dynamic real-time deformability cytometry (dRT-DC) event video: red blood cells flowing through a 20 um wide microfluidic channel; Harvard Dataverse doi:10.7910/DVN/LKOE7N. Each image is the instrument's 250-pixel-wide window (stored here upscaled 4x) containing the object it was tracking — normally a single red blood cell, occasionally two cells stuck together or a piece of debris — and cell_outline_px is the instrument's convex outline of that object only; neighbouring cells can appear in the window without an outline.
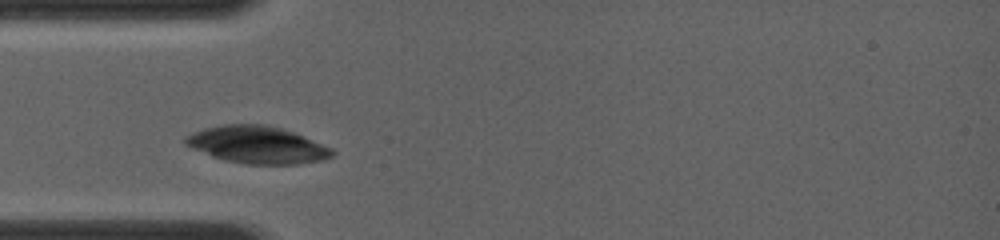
{"species": "common noctule bat (a hibernating species)", "species_latin": "Nyctalus noctula", "temperature_condition": "room temperature", "stored_images_in_passage": 7, "camera_frame_rate_fps": 4000, "um_per_image_px": 0.085, "animal": {"sex": "female", "body_mass_g": 19.0, "forearm_length_mm": 56.7}, "frame": {"image": 1, "passage_image": 1, "time_ms": 0.0, "image_size_px": [1000, 240], "cell_outline_px": [[332, 156], [320, 160], [296, 164], [244, 164], [212, 156], [192, 148], [184, 144], [184, 140], [188, 136], [204, 128], [224, 124], [260, 124], [280, 128], [292, 132], [332, 148]], "centroid_in_image_um": [21.84, 12.31], "position_along_channel_um": 63.2, "area_um2": 31.15}}
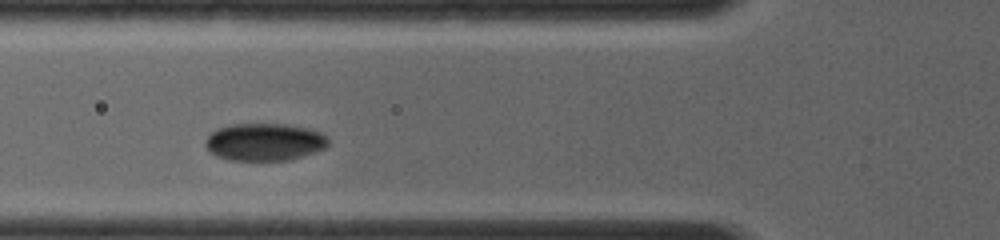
{"frame": {"image": 2, "passage_image": 3, "time_ms": 1.0, "image_size_px": [1000, 240], "cell_outline_px": [[328, 144], [324, 148], [288, 160], [228, 160], [212, 152], [208, 148], [208, 136], [212, 132], [220, 128], [232, 124], [288, 124], [320, 132], [328, 140]], "centroid_in_image_um": [22.5, 12.06], "position_along_channel_um": 103.3, "area_um2": 26.07}}
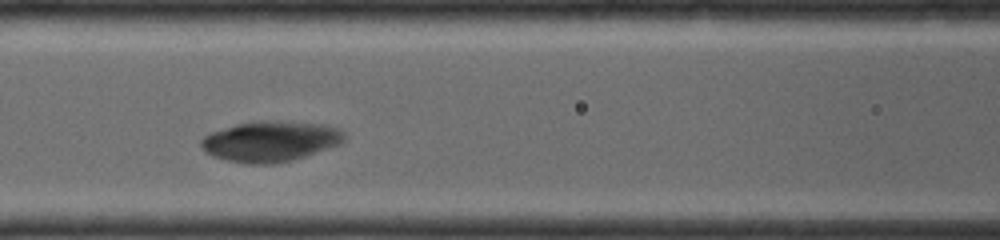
{"frame": {"image": 3, "passage_image": 5, "time_ms": 2.0, "image_size_px": [1000, 240], "cell_outline_px": [[340, 140], [336, 144], [304, 156], [292, 160], [276, 164], [252, 164], [224, 160], [208, 152], [200, 144], [200, 140], [204, 136], [212, 132], [236, 124], [256, 120], [276, 120], [316, 124], [340, 128]], "centroid_in_image_um": [22.89, 12.0], "position_along_channel_um": 143.7, "area_um2": 33.0}}